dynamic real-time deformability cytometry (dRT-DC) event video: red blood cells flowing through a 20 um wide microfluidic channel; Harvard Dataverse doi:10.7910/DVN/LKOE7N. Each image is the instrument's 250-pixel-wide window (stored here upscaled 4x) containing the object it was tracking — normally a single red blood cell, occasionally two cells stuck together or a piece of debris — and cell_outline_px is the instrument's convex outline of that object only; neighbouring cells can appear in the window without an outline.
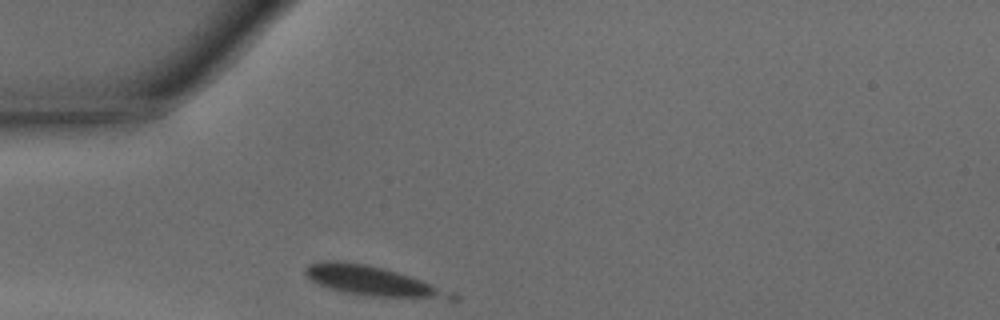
{"species": "common noctule bat (a hibernating species)", "species_latin": "Nyctalus noctula", "temperature_condition": "warm", "stored_images_in_passage": 2, "camera_frame_rate_fps": 3000, "um_per_image_px": 0.085, "animal": {"sex": "male", "body_mass_g": 15.6}, "frame": {"image": 1, "passage_image": 1, "time_ms": 0.0, "image_size_px": [1000, 320], "cell_outline_px": [[460, 300], [448, 300], [372, 296], [344, 292], [328, 288], [312, 280], [304, 272], [304, 268], [308, 264], [320, 260], [336, 260], [364, 264], [384, 268], [456, 292], [460, 296]], "centroid_in_image_um": [31.75, 23.91], "position_along_channel_um": 53.3, "area_um2": 25.37}}